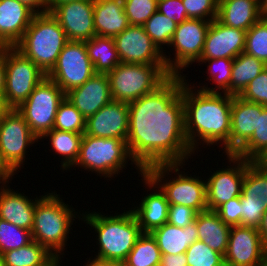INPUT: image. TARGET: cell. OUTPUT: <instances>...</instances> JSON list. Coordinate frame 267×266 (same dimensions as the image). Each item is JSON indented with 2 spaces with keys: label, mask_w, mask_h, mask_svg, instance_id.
<instances>
[{
  "label": "cell",
  "mask_w": 267,
  "mask_h": 266,
  "mask_svg": "<svg viewBox=\"0 0 267 266\" xmlns=\"http://www.w3.org/2000/svg\"><path fill=\"white\" fill-rule=\"evenodd\" d=\"M182 75H171L155 91L128 103L127 145L145 171L156 164H183L192 154L185 136Z\"/></svg>",
  "instance_id": "obj_1"
},
{
  "label": "cell",
  "mask_w": 267,
  "mask_h": 266,
  "mask_svg": "<svg viewBox=\"0 0 267 266\" xmlns=\"http://www.w3.org/2000/svg\"><path fill=\"white\" fill-rule=\"evenodd\" d=\"M184 79L183 76L185 136L191 150L194 152L199 137L207 145L223 141L225 152L230 155L232 95L222 96L215 88L205 86L193 93Z\"/></svg>",
  "instance_id": "obj_2"
},
{
  "label": "cell",
  "mask_w": 267,
  "mask_h": 266,
  "mask_svg": "<svg viewBox=\"0 0 267 266\" xmlns=\"http://www.w3.org/2000/svg\"><path fill=\"white\" fill-rule=\"evenodd\" d=\"M84 219L98 233L99 259L122 264L143 234L131 210L109 217L93 212L84 215Z\"/></svg>",
  "instance_id": "obj_3"
},
{
  "label": "cell",
  "mask_w": 267,
  "mask_h": 266,
  "mask_svg": "<svg viewBox=\"0 0 267 266\" xmlns=\"http://www.w3.org/2000/svg\"><path fill=\"white\" fill-rule=\"evenodd\" d=\"M68 42L63 28L48 12L33 16L23 37L14 47L47 75Z\"/></svg>",
  "instance_id": "obj_4"
},
{
  "label": "cell",
  "mask_w": 267,
  "mask_h": 266,
  "mask_svg": "<svg viewBox=\"0 0 267 266\" xmlns=\"http://www.w3.org/2000/svg\"><path fill=\"white\" fill-rule=\"evenodd\" d=\"M58 195L49 193L36 202L31 235L33 241L44 246L52 255L58 256L65 247L66 235L71 227V210ZM54 251V252H53Z\"/></svg>",
  "instance_id": "obj_5"
},
{
  "label": "cell",
  "mask_w": 267,
  "mask_h": 266,
  "mask_svg": "<svg viewBox=\"0 0 267 266\" xmlns=\"http://www.w3.org/2000/svg\"><path fill=\"white\" fill-rule=\"evenodd\" d=\"M107 76L112 99L129 103L155 91L171 74L166 65L121 62Z\"/></svg>",
  "instance_id": "obj_6"
},
{
  "label": "cell",
  "mask_w": 267,
  "mask_h": 266,
  "mask_svg": "<svg viewBox=\"0 0 267 266\" xmlns=\"http://www.w3.org/2000/svg\"><path fill=\"white\" fill-rule=\"evenodd\" d=\"M182 164H156L149 166L144 173L143 180L145 184L151 187L155 185H161L158 187L161 189L169 202V205H183L194 209L197 213L208 210L206 202V181H201L198 177L193 178L192 176H186L185 174H179ZM178 172V177L174 180L167 181L163 184L161 180L164 178L166 173ZM169 171V172H168ZM165 174V175H164Z\"/></svg>",
  "instance_id": "obj_7"
},
{
  "label": "cell",
  "mask_w": 267,
  "mask_h": 266,
  "mask_svg": "<svg viewBox=\"0 0 267 266\" xmlns=\"http://www.w3.org/2000/svg\"><path fill=\"white\" fill-rule=\"evenodd\" d=\"M129 157V158H128ZM130 159L141 171L144 170L132 159L127 141L117 138H102L83 134L75 165L112 177L125 167Z\"/></svg>",
  "instance_id": "obj_8"
},
{
  "label": "cell",
  "mask_w": 267,
  "mask_h": 266,
  "mask_svg": "<svg viewBox=\"0 0 267 266\" xmlns=\"http://www.w3.org/2000/svg\"><path fill=\"white\" fill-rule=\"evenodd\" d=\"M65 93L48 77H45L16 108L24 117L31 132L38 138L53 129L59 104L64 100Z\"/></svg>",
  "instance_id": "obj_9"
},
{
  "label": "cell",
  "mask_w": 267,
  "mask_h": 266,
  "mask_svg": "<svg viewBox=\"0 0 267 266\" xmlns=\"http://www.w3.org/2000/svg\"><path fill=\"white\" fill-rule=\"evenodd\" d=\"M7 104L18 108L47 75L15 47H4Z\"/></svg>",
  "instance_id": "obj_10"
},
{
  "label": "cell",
  "mask_w": 267,
  "mask_h": 266,
  "mask_svg": "<svg viewBox=\"0 0 267 266\" xmlns=\"http://www.w3.org/2000/svg\"><path fill=\"white\" fill-rule=\"evenodd\" d=\"M94 74L96 73L87 54L85 41H69L47 77L66 94L83 85Z\"/></svg>",
  "instance_id": "obj_11"
},
{
  "label": "cell",
  "mask_w": 267,
  "mask_h": 266,
  "mask_svg": "<svg viewBox=\"0 0 267 266\" xmlns=\"http://www.w3.org/2000/svg\"><path fill=\"white\" fill-rule=\"evenodd\" d=\"M211 21L203 19H187L177 25L170 45L175 47V61L163 56L165 65L171 75H180L183 69L198 61L203 52L206 35Z\"/></svg>",
  "instance_id": "obj_12"
},
{
  "label": "cell",
  "mask_w": 267,
  "mask_h": 266,
  "mask_svg": "<svg viewBox=\"0 0 267 266\" xmlns=\"http://www.w3.org/2000/svg\"><path fill=\"white\" fill-rule=\"evenodd\" d=\"M35 140L38 141V138L16 108H12L0 121V155L14 172L25 160L26 147Z\"/></svg>",
  "instance_id": "obj_13"
},
{
  "label": "cell",
  "mask_w": 267,
  "mask_h": 266,
  "mask_svg": "<svg viewBox=\"0 0 267 266\" xmlns=\"http://www.w3.org/2000/svg\"><path fill=\"white\" fill-rule=\"evenodd\" d=\"M114 41L123 63L165 65V54L152 42L141 25H129L114 37Z\"/></svg>",
  "instance_id": "obj_14"
},
{
  "label": "cell",
  "mask_w": 267,
  "mask_h": 266,
  "mask_svg": "<svg viewBox=\"0 0 267 266\" xmlns=\"http://www.w3.org/2000/svg\"><path fill=\"white\" fill-rule=\"evenodd\" d=\"M267 252L255 227L231 226L225 266H261Z\"/></svg>",
  "instance_id": "obj_15"
},
{
  "label": "cell",
  "mask_w": 267,
  "mask_h": 266,
  "mask_svg": "<svg viewBox=\"0 0 267 266\" xmlns=\"http://www.w3.org/2000/svg\"><path fill=\"white\" fill-rule=\"evenodd\" d=\"M234 167L213 173L206 183V202L208 210L215 211L224 202L241 196L246 168L252 163L235 155H227Z\"/></svg>",
  "instance_id": "obj_16"
},
{
  "label": "cell",
  "mask_w": 267,
  "mask_h": 266,
  "mask_svg": "<svg viewBox=\"0 0 267 266\" xmlns=\"http://www.w3.org/2000/svg\"><path fill=\"white\" fill-rule=\"evenodd\" d=\"M50 13L69 41H86L95 36L94 2L73 1L54 7Z\"/></svg>",
  "instance_id": "obj_17"
},
{
  "label": "cell",
  "mask_w": 267,
  "mask_h": 266,
  "mask_svg": "<svg viewBox=\"0 0 267 266\" xmlns=\"http://www.w3.org/2000/svg\"><path fill=\"white\" fill-rule=\"evenodd\" d=\"M128 130L127 102L112 100L86 119L85 134L90 136L127 140Z\"/></svg>",
  "instance_id": "obj_18"
},
{
  "label": "cell",
  "mask_w": 267,
  "mask_h": 266,
  "mask_svg": "<svg viewBox=\"0 0 267 266\" xmlns=\"http://www.w3.org/2000/svg\"><path fill=\"white\" fill-rule=\"evenodd\" d=\"M246 31L210 22L200 59H234L244 52Z\"/></svg>",
  "instance_id": "obj_19"
},
{
  "label": "cell",
  "mask_w": 267,
  "mask_h": 266,
  "mask_svg": "<svg viewBox=\"0 0 267 266\" xmlns=\"http://www.w3.org/2000/svg\"><path fill=\"white\" fill-rule=\"evenodd\" d=\"M66 99L87 119L112 101L107 74L96 73L83 85L65 94Z\"/></svg>",
  "instance_id": "obj_20"
},
{
  "label": "cell",
  "mask_w": 267,
  "mask_h": 266,
  "mask_svg": "<svg viewBox=\"0 0 267 266\" xmlns=\"http://www.w3.org/2000/svg\"><path fill=\"white\" fill-rule=\"evenodd\" d=\"M35 13L17 0H0V47H14Z\"/></svg>",
  "instance_id": "obj_21"
},
{
  "label": "cell",
  "mask_w": 267,
  "mask_h": 266,
  "mask_svg": "<svg viewBox=\"0 0 267 266\" xmlns=\"http://www.w3.org/2000/svg\"><path fill=\"white\" fill-rule=\"evenodd\" d=\"M261 104L232 96L230 155H234L252 136L258 126Z\"/></svg>",
  "instance_id": "obj_22"
},
{
  "label": "cell",
  "mask_w": 267,
  "mask_h": 266,
  "mask_svg": "<svg viewBox=\"0 0 267 266\" xmlns=\"http://www.w3.org/2000/svg\"><path fill=\"white\" fill-rule=\"evenodd\" d=\"M260 0H219L217 20L225 26L248 31L261 19Z\"/></svg>",
  "instance_id": "obj_23"
},
{
  "label": "cell",
  "mask_w": 267,
  "mask_h": 266,
  "mask_svg": "<svg viewBox=\"0 0 267 266\" xmlns=\"http://www.w3.org/2000/svg\"><path fill=\"white\" fill-rule=\"evenodd\" d=\"M124 12L123 0H95V35L114 38L129 26Z\"/></svg>",
  "instance_id": "obj_24"
},
{
  "label": "cell",
  "mask_w": 267,
  "mask_h": 266,
  "mask_svg": "<svg viewBox=\"0 0 267 266\" xmlns=\"http://www.w3.org/2000/svg\"><path fill=\"white\" fill-rule=\"evenodd\" d=\"M20 193L2 188L0 191V218L15 226L32 230L36 202Z\"/></svg>",
  "instance_id": "obj_25"
},
{
  "label": "cell",
  "mask_w": 267,
  "mask_h": 266,
  "mask_svg": "<svg viewBox=\"0 0 267 266\" xmlns=\"http://www.w3.org/2000/svg\"><path fill=\"white\" fill-rule=\"evenodd\" d=\"M155 239L161 255L185 253L190 245L198 240L197 225L193 222L185 228L166 222L150 232Z\"/></svg>",
  "instance_id": "obj_26"
},
{
  "label": "cell",
  "mask_w": 267,
  "mask_h": 266,
  "mask_svg": "<svg viewBox=\"0 0 267 266\" xmlns=\"http://www.w3.org/2000/svg\"><path fill=\"white\" fill-rule=\"evenodd\" d=\"M194 222L197 225L198 240L225 255L231 226L225 224L215 211L210 210L197 213Z\"/></svg>",
  "instance_id": "obj_27"
},
{
  "label": "cell",
  "mask_w": 267,
  "mask_h": 266,
  "mask_svg": "<svg viewBox=\"0 0 267 266\" xmlns=\"http://www.w3.org/2000/svg\"><path fill=\"white\" fill-rule=\"evenodd\" d=\"M140 204L131 211L143 233H150L168 221L169 202L161 189L145 196Z\"/></svg>",
  "instance_id": "obj_28"
},
{
  "label": "cell",
  "mask_w": 267,
  "mask_h": 266,
  "mask_svg": "<svg viewBox=\"0 0 267 266\" xmlns=\"http://www.w3.org/2000/svg\"><path fill=\"white\" fill-rule=\"evenodd\" d=\"M85 46L95 73L107 74L121 63L112 37L95 35L85 41Z\"/></svg>",
  "instance_id": "obj_29"
},
{
  "label": "cell",
  "mask_w": 267,
  "mask_h": 266,
  "mask_svg": "<svg viewBox=\"0 0 267 266\" xmlns=\"http://www.w3.org/2000/svg\"><path fill=\"white\" fill-rule=\"evenodd\" d=\"M267 65L256 57L246 53L234 58L231 71L230 95L239 96L246 86L255 79Z\"/></svg>",
  "instance_id": "obj_30"
},
{
  "label": "cell",
  "mask_w": 267,
  "mask_h": 266,
  "mask_svg": "<svg viewBox=\"0 0 267 266\" xmlns=\"http://www.w3.org/2000/svg\"><path fill=\"white\" fill-rule=\"evenodd\" d=\"M241 195L246 200L264 202L267 209V166L262 162H252L245 171Z\"/></svg>",
  "instance_id": "obj_31"
},
{
  "label": "cell",
  "mask_w": 267,
  "mask_h": 266,
  "mask_svg": "<svg viewBox=\"0 0 267 266\" xmlns=\"http://www.w3.org/2000/svg\"><path fill=\"white\" fill-rule=\"evenodd\" d=\"M234 155L251 162L263 161L267 157V107L261 105L257 129Z\"/></svg>",
  "instance_id": "obj_32"
},
{
  "label": "cell",
  "mask_w": 267,
  "mask_h": 266,
  "mask_svg": "<svg viewBox=\"0 0 267 266\" xmlns=\"http://www.w3.org/2000/svg\"><path fill=\"white\" fill-rule=\"evenodd\" d=\"M54 255L35 241L2 254L5 266H43Z\"/></svg>",
  "instance_id": "obj_33"
},
{
  "label": "cell",
  "mask_w": 267,
  "mask_h": 266,
  "mask_svg": "<svg viewBox=\"0 0 267 266\" xmlns=\"http://www.w3.org/2000/svg\"><path fill=\"white\" fill-rule=\"evenodd\" d=\"M45 137H50L49 139L54 151L65 158L61 163L62 169L67 170L70 166L72 167L78 158L83 134L52 129L41 138Z\"/></svg>",
  "instance_id": "obj_34"
},
{
  "label": "cell",
  "mask_w": 267,
  "mask_h": 266,
  "mask_svg": "<svg viewBox=\"0 0 267 266\" xmlns=\"http://www.w3.org/2000/svg\"><path fill=\"white\" fill-rule=\"evenodd\" d=\"M160 249L150 233H143L128 254L122 266H159Z\"/></svg>",
  "instance_id": "obj_35"
},
{
  "label": "cell",
  "mask_w": 267,
  "mask_h": 266,
  "mask_svg": "<svg viewBox=\"0 0 267 266\" xmlns=\"http://www.w3.org/2000/svg\"><path fill=\"white\" fill-rule=\"evenodd\" d=\"M53 129L84 134L86 118L65 97L58 106Z\"/></svg>",
  "instance_id": "obj_36"
},
{
  "label": "cell",
  "mask_w": 267,
  "mask_h": 266,
  "mask_svg": "<svg viewBox=\"0 0 267 266\" xmlns=\"http://www.w3.org/2000/svg\"><path fill=\"white\" fill-rule=\"evenodd\" d=\"M177 23L164 14L156 11L143 25L145 32L151 37L152 42L160 49L163 44L170 46ZM162 44V45H161Z\"/></svg>",
  "instance_id": "obj_37"
},
{
  "label": "cell",
  "mask_w": 267,
  "mask_h": 266,
  "mask_svg": "<svg viewBox=\"0 0 267 266\" xmlns=\"http://www.w3.org/2000/svg\"><path fill=\"white\" fill-rule=\"evenodd\" d=\"M244 53L256 57L267 65V20L260 19L245 36Z\"/></svg>",
  "instance_id": "obj_38"
},
{
  "label": "cell",
  "mask_w": 267,
  "mask_h": 266,
  "mask_svg": "<svg viewBox=\"0 0 267 266\" xmlns=\"http://www.w3.org/2000/svg\"><path fill=\"white\" fill-rule=\"evenodd\" d=\"M32 240L31 231L0 218V255L12 249H19Z\"/></svg>",
  "instance_id": "obj_39"
},
{
  "label": "cell",
  "mask_w": 267,
  "mask_h": 266,
  "mask_svg": "<svg viewBox=\"0 0 267 266\" xmlns=\"http://www.w3.org/2000/svg\"><path fill=\"white\" fill-rule=\"evenodd\" d=\"M188 266H225L224 255L196 240L185 252Z\"/></svg>",
  "instance_id": "obj_40"
},
{
  "label": "cell",
  "mask_w": 267,
  "mask_h": 266,
  "mask_svg": "<svg viewBox=\"0 0 267 266\" xmlns=\"http://www.w3.org/2000/svg\"><path fill=\"white\" fill-rule=\"evenodd\" d=\"M124 12L130 25H141L157 11L158 0H123Z\"/></svg>",
  "instance_id": "obj_41"
},
{
  "label": "cell",
  "mask_w": 267,
  "mask_h": 266,
  "mask_svg": "<svg viewBox=\"0 0 267 266\" xmlns=\"http://www.w3.org/2000/svg\"><path fill=\"white\" fill-rule=\"evenodd\" d=\"M209 63L210 75L213 78V82L217 83V89L224 91V93L230 95V81L231 71L234 59L221 58V59H199L198 62Z\"/></svg>",
  "instance_id": "obj_42"
},
{
  "label": "cell",
  "mask_w": 267,
  "mask_h": 266,
  "mask_svg": "<svg viewBox=\"0 0 267 266\" xmlns=\"http://www.w3.org/2000/svg\"><path fill=\"white\" fill-rule=\"evenodd\" d=\"M218 2L219 0H182L188 18L207 21L217 19ZM206 17L208 18L205 19Z\"/></svg>",
  "instance_id": "obj_43"
},
{
  "label": "cell",
  "mask_w": 267,
  "mask_h": 266,
  "mask_svg": "<svg viewBox=\"0 0 267 266\" xmlns=\"http://www.w3.org/2000/svg\"><path fill=\"white\" fill-rule=\"evenodd\" d=\"M239 97L267 107V68L246 86Z\"/></svg>",
  "instance_id": "obj_44"
},
{
  "label": "cell",
  "mask_w": 267,
  "mask_h": 266,
  "mask_svg": "<svg viewBox=\"0 0 267 266\" xmlns=\"http://www.w3.org/2000/svg\"><path fill=\"white\" fill-rule=\"evenodd\" d=\"M241 201V226L255 227L258 229L262 216L267 210L264 202L255 200H246L242 195Z\"/></svg>",
  "instance_id": "obj_45"
},
{
  "label": "cell",
  "mask_w": 267,
  "mask_h": 266,
  "mask_svg": "<svg viewBox=\"0 0 267 266\" xmlns=\"http://www.w3.org/2000/svg\"><path fill=\"white\" fill-rule=\"evenodd\" d=\"M241 201L240 196L224 202L220 205L215 212L219 215L220 219L229 226L241 225Z\"/></svg>",
  "instance_id": "obj_46"
},
{
  "label": "cell",
  "mask_w": 267,
  "mask_h": 266,
  "mask_svg": "<svg viewBox=\"0 0 267 266\" xmlns=\"http://www.w3.org/2000/svg\"><path fill=\"white\" fill-rule=\"evenodd\" d=\"M196 215L197 212L190 207L179 204L169 205L167 222L185 228L195 221Z\"/></svg>",
  "instance_id": "obj_47"
},
{
  "label": "cell",
  "mask_w": 267,
  "mask_h": 266,
  "mask_svg": "<svg viewBox=\"0 0 267 266\" xmlns=\"http://www.w3.org/2000/svg\"><path fill=\"white\" fill-rule=\"evenodd\" d=\"M157 11L177 24L189 19L182 0H158Z\"/></svg>",
  "instance_id": "obj_48"
},
{
  "label": "cell",
  "mask_w": 267,
  "mask_h": 266,
  "mask_svg": "<svg viewBox=\"0 0 267 266\" xmlns=\"http://www.w3.org/2000/svg\"><path fill=\"white\" fill-rule=\"evenodd\" d=\"M159 266H188L185 253L161 255Z\"/></svg>",
  "instance_id": "obj_49"
},
{
  "label": "cell",
  "mask_w": 267,
  "mask_h": 266,
  "mask_svg": "<svg viewBox=\"0 0 267 266\" xmlns=\"http://www.w3.org/2000/svg\"><path fill=\"white\" fill-rule=\"evenodd\" d=\"M20 3L26 5L29 9H31L35 14H44L48 13V7L46 5V0H17ZM39 7L43 8V10ZM38 8V9H36Z\"/></svg>",
  "instance_id": "obj_50"
},
{
  "label": "cell",
  "mask_w": 267,
  "mask_h": 266,
  "mask_svg": "<svg viewBox=\"0 0 267 266\" xmlns=\"http://www.w3.org/2000/svg\"><path fill=\"white\" fill-rule=\"evenodd\" d=\"M14 173L15 172L0 155V180H2L3 184L7 183L8 179L12 177Z\"/></svg>",
  "instance_id": "obj_51"
},
{
  "label": "cell",
  "mask_w": 267,
  "mask_h": 266,
  "mask_svg": "<svg viewBox=\"0 0 267 266\" xmlns=\"http://www.w3.org/2000/svg\"><path fill=\"white\" fill-rule=\"evenodd\" d=\"M5 65H4V47H0V94L5 93Z\"/></svg>",
  "instance_id": "obj_52"
},
{
  "label": "cell",
  "mask_w": 267,
  "mask_h": 266,
  "mask_svg": "<svg viewBox=\"0 0 267 266\" xmlns=\"http://www.w3.org/2000/svg\"><path fill=\"white\" fill-rule=\"evenodd\" d=\"M258 231L262 239L263 247L265 251L267 252V210L264 212L262 216V220L258 227Z\"/></svg>",
  "instance_id": "obj_53"
},
{
  "label": "cell",
  "mask_w": 267,
  "mask_h": 266,
  "mask_svg": "<svg viewBox=\"0 0 267 266\" xmlns=\"http://www.w3.org/2000/svg\"><path fill=\"white\" fill-rule=\"evenodd\" d=\"M86 266H122V264L114 261L95 258L90 262V264L87 263Z\"/></svg>",
  "instance_id": "obj_54"
},
{
  "label": "cell",
  "mask_w": 267,
  "mask_h": 266,
  "mask_svg": "<svg viewBox=\"0 0 267 266\" xmlns=\"http://www.w3.org/2000/svg\"><path fill=\"white\" fill-rule=\"evenodd\" d=\"M12 108L7 104L6 98L3 94H0V121L6 116V114Z\"/></svg>",
  "instance_id": "obj_55"
},
{
  "label": "cell",
  "mask_w": 267,
  "mask_h": 266,
  "mask_svg": "<svg viewBox=\"0 0 267 266\" xmlns=\"http://www.w3.org/2000/svg\"><path fill=\"white\" fill-rule=\"evenodd\" d=\"M73 1H89L94 2L95 0H46V5L48 7V12H50L54 7L57 5L67 3V2H73Z\"/></svg>",
  "instance_id": "obj_56"
},
{
  "label": "cell",
  "mask_w": 267,
  "mask_h": 266,
  "mask_svg": "<svg viewBox=\"0 0 267 266\" xmlns=\"http://www.w3.org/2000/svg\"><path fill=\"white\" fill-rule=\"evenodd\" d=\"M261 4V17L267 20V0H260Z\"/></svg>",
  "instance_id": "obj_57"
},
{
  "label": "cell",
  "mask_w": 267,
  "mask_h": 266,
  "mask_svg": "<svg viewBox=\"0 0 267 266\" xmlns=\"http://www.w3.org/2000/svg\"><path fill=\"white\" fill-rule=\"evenodd\" d=\"M60 257L59 255L58 256H53L48 262H46L43 266H60L58 263H59V260Z\"/></svg>",
  "instance_id": "obj_58"
},
{
  "label": "cell",
  "mask_w": 267,
  "mask_h": 266,
  "mask_svg": "<svg viewBox=\"0 0 267 266\" xmlns=\"http://www.w3.org/2000/svg\"><path fill=\"white\" fill-rule=\"evenodd\" d=\"M0 266H5V265H4L3 258H2V255H0Z\"/></svg>",
  "instance_id": "obj_59"
},
{
  "label": "cell",
  "mask_w": 267,
  "mask_h": 266,
  "mask_svg": "<svg viewBox=\"0 0 267 266\" xmlns=\"http://www.w3.org/2000/svg\"><path fill=\"white\" fill-rule=\"evenodd\" d=\"M261 266H267V255H266L265 260L263 261Z\"/></svg>",
  "instance_id": "obj_60"
},
{
  "label": "cell",
  "mask_w": 267,
  "mask_h": 266,
  "mask_svg": "<svg viewBox=\"0 0 267 266\" xmlns=\"http://www.w3.org/2000/svg\"><path fill=\"white\" fill-rule=\"evenodd\" d=\"M262 162L267 166V157Z\"/></svg>",
  "instance_id": "obj_61"
}]
</instances>
